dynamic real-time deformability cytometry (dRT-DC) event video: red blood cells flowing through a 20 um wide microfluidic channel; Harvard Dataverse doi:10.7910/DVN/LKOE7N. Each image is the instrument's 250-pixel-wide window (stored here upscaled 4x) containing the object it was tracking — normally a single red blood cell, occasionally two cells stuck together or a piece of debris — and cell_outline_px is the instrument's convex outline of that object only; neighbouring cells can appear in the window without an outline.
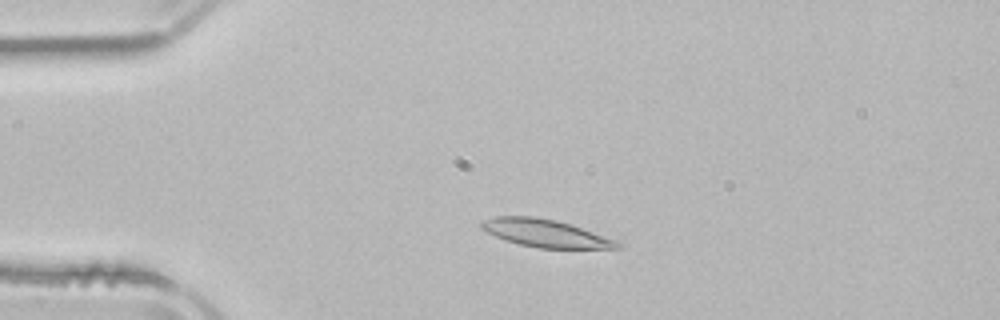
{"species": "common noctule bat (a hibernating species)", "species_latin": "Nyctalus noctula", "temperature_condition": "room temperature", "stored_images_in_passage": 2, "camera_frame_rate_fps": 3000, "um_per_image_px": 0.085, "animal": {"sex": "male", "body_mass_g": 21.5, "forearm_length_mm": 52.0}, "frame": {"image": 1, "passage_image": 1, "time_ms": 0.0, "image_size_px": [1000, 320], "cell_outline_px": [[624, 248], [536, 248], [520, 244], [496, 236], [480, 228], [480, 220], [496, 216], [532, 216], [556, 220], [572, 224], [620, 240], [624, 244]], "centroid_in_image_um": [46.46, 19.82], "position_along_channel_um": 38.5, "area_um2": 22.25}}